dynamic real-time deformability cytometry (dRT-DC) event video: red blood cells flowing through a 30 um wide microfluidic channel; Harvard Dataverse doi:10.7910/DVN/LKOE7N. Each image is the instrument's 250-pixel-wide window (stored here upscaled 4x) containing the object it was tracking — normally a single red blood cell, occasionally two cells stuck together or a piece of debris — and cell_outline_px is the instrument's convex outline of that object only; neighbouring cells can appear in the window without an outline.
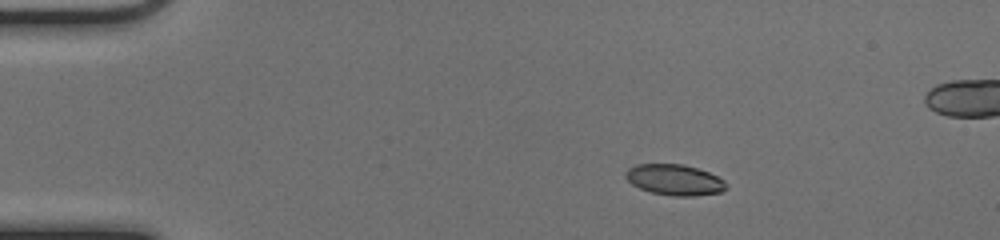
{"species": "common noctule bat (a hibernating species)", "species_latin": "Nyctalus noctula", "temperature_condition": "cold", "stored_images_in_passage": 44, "camera_frame_rate_fps": 3000, "um_per_image_px": 0.085, "animal": {"sex": "female", "body_mass_g": 17.0, "forearm_length_mm": 48.0}, "frame": {"image": 1, "passage_image": 1, "time_ms": 0.0, "image_size_px": [1000, 240], "cell_outline_px": [[728, 188], [720, 192], [696, 196], [676, 196], [652, 192], [640, 188], [632, 184], [624, 176], [624, 172], [628, 168], [636, 164], [684, 164], [708, 172], [724, 180], [728, 184]], "centroid_in_image_um": [57.34, 15.28], "position_along_channel_um": 27.7, "area_um2": 18.09}}
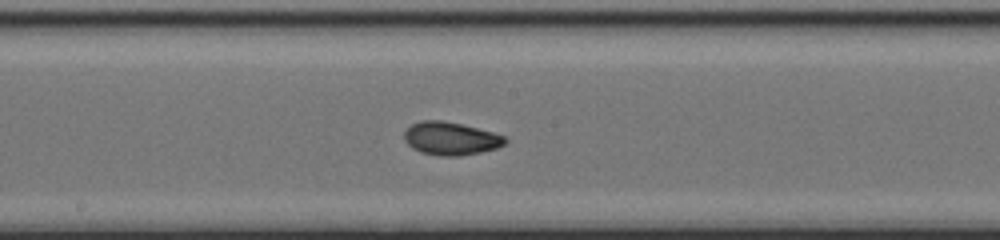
{"frame": {"image": 2, "passage_image": 20, "time_ms": 6.333, "image_size_px": [1000, 240], "cell_outline_px": [[508, 140], [504, 144], [496, 148], [480, 152], [460, 156], [440, 156], [420, 152], [412, 148], [404, 140], [404, 132], [412, 124], [420, 120], [440, 120], [460, 124], [496, 132], [504, 136]], "centroid_in_image_um": [38.31, 11.77], "position_along_channel_um": 209.9, "area_um2": 19.48}}
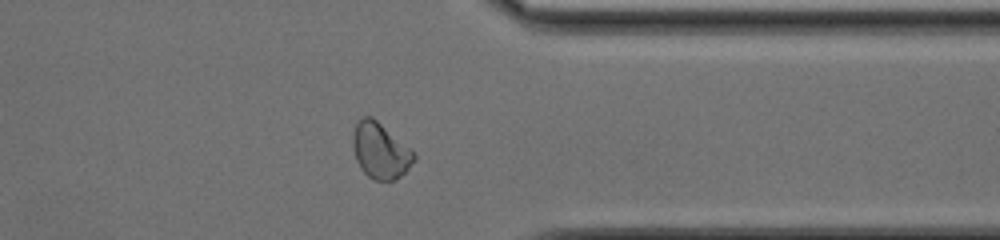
{"frame": {"image": 3, "passage_image": 33, "time_ms": 10.667, "image_size_px": [1000, 240], "cell_outline_px": [[416, 160], [396, 180], [376, 180], [368, 176], [360, 168], [356, 160], [352, 148], [352, 136], [356, 124], [364, 116], [372, 116], [416, 152]], "centroid_in_image_um": [32.33, 12.81], "position_along_channel_um": 379.1, "area_um2": 20.0}}